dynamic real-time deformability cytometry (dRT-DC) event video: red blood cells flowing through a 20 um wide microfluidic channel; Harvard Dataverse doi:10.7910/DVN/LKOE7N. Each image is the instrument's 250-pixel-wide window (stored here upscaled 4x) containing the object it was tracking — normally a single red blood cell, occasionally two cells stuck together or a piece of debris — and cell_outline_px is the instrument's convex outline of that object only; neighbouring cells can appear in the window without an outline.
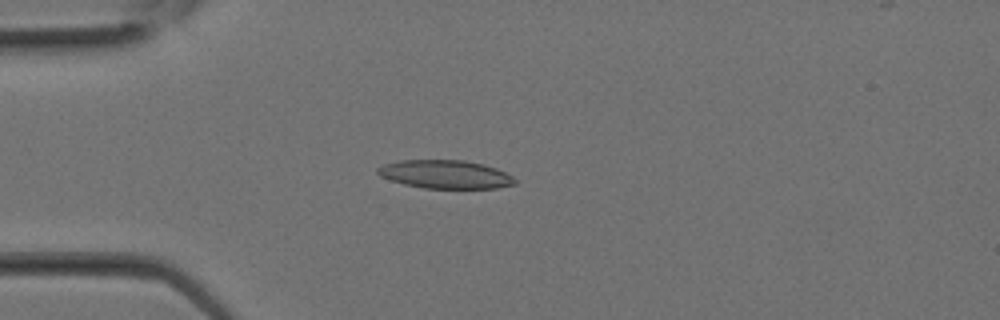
{"species": "Egyptian fruit bat (a non-hibernating species)", "species_latin": "Rousettus aegyptiacus", "temperature_condition": "room temperature", "stored_images_in_passage": 17, "camera_frame_rate_fps": 3000, "um_per_image_px": 0.085, "animal": {"sex": "female"}, "frame": {"image": 1, "passage_image": 7, "time_ms": 2.0, "image_size_px": [1000, 320], "cell_outline_px": [[516, 184], [496, 188], [424, 188], [404, 184], [380, 176], [376, 172], [376, 168], [384, 164], [396, 160], [464, 160], [484, 164], [496, 168], [512, 176], [516, 180]], "centroid_in_image_um": [37.84, 14.81], "position_along_channel_um": 47.2, "area_um2": 22.72}}
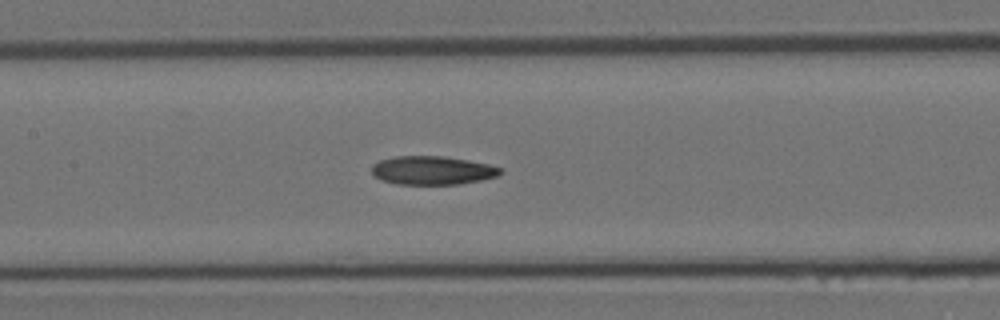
{"frame": {"image": 2, "passage_image": 13, "time_ms": 4.0, "image_size_px": [1000, 320], "cell_outline_px": [[504, 172], [500, 176], [460, 184], [396, 184], [380, 180], [372, 172], [372, 164], [380, 160], [396, 156], [440, 156], [468, 160], [488, 164], [500, 168]], "centroid_in_image_um": [36.76, 14.48], "position_along_channel_um": 170.6, "area_um2": 21.44}}
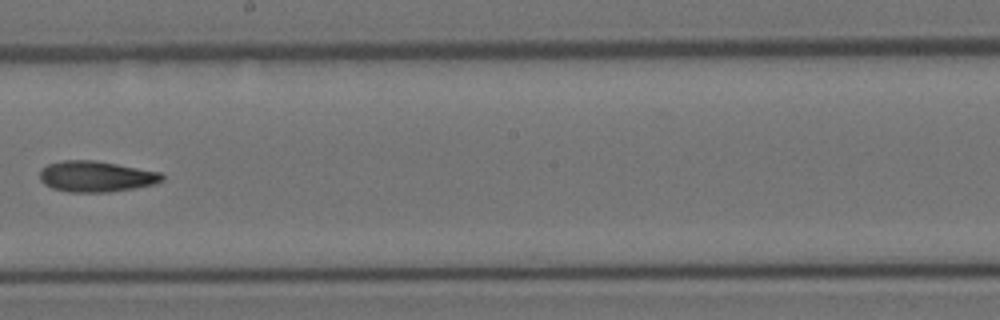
{"frame": {"image": 3, "passage_image": 16, "time_ms": 5.0, "image_size_px": [1000, 320], "cell_outline_px": [[164, 180], [156, 184], [108, 192], [68, 192], [52, 188], [44, 184], [40, 180], [40, 168], [48, 164], [64, 160], [96, 160], [160, 172], [164, 176]], "centroid_in_image_um": [8.15, 14.99], "position_along_channel_um": 240.0, "area_um2": 22.08}}